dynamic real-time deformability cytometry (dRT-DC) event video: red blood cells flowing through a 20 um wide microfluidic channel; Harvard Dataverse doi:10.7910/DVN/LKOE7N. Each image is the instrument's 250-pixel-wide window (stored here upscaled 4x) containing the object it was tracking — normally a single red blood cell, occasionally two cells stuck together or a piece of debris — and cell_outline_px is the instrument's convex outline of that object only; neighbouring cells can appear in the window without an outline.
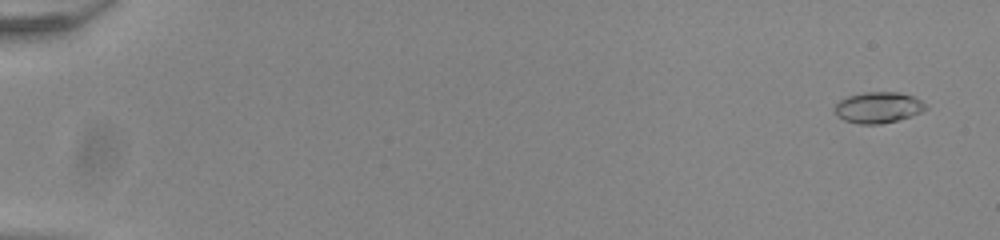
{"species": "common noctule bat (a hibernating species)", "species_latin": "Nyctalus noctula", "temperature_condition": "room temperature", "stored_images_in_passage": 56, "segment_of_instrument_passage": [1, 2], "camera_frame_rate_fps": 3000, "um_per_image_px": 0.085, "animal": {"sex": "male", "body_mass_g": 20.0, "forearm_length_mm": 53.3}, "frame": {"image": 1, "passage_image": 3, "time_ms": 0.667, "image_size_px": [1000, 240], "cell_outline_px": [[928, 108], [912, 116], [880, 124], [860, 124], [844, 120], [836, 116], [836, 104], [840, 100], [848, 96], [864, 92], [900, 92], [912, 96], [920, 100]], "centroid_in_image_um": [74.64, 9.13], "position_along_channel_um": 10.4, "area_um2": 16.3}}
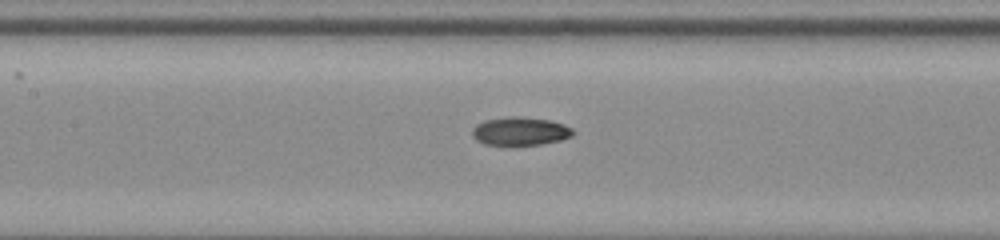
{"frame": {"image": 2, "passage_image": 28, "time_ms": 9.0, "image_size_px": [1000, 240], "cell_outline_px": [[576, 132], [572, 136], [560, 140], [544, 144], [484, 144], [476, 140], [472, 136], [472, 128], [476, 124], [484, 120], [512, 116], [520, 116], [552, 120], [564, 124], [572, 128]], "centroid_in_image_um": [44.24, 11.13], "position_along_channel_um": 163.2, "area_um2": 16.7}}
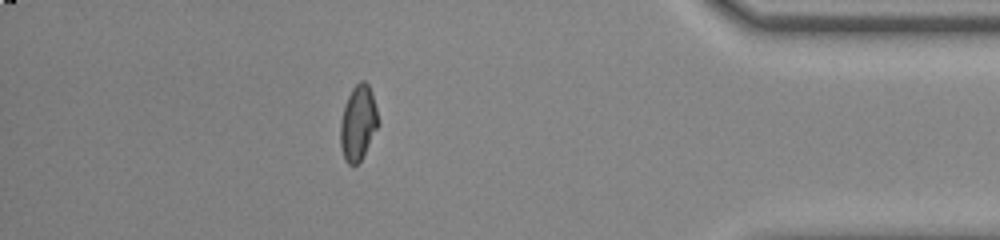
{"frame": {"image": 3, "passage_image": 49, "time_ms": 16.0, "image_size_px": [1000, 240], "cell_outline_px": [[380, 124], [360, 160], [356, 164], [348, 164], [344, 160], [340, 144], [340, 124], [344, 108], [348, 96], [352, 88], [360, 80], [364, 80], [368, 84], [372, 92]], "centroid_in_image_um": [30.44, 10.43], "position_along_channel_um": 404.8, "area_um2": 16.47}}